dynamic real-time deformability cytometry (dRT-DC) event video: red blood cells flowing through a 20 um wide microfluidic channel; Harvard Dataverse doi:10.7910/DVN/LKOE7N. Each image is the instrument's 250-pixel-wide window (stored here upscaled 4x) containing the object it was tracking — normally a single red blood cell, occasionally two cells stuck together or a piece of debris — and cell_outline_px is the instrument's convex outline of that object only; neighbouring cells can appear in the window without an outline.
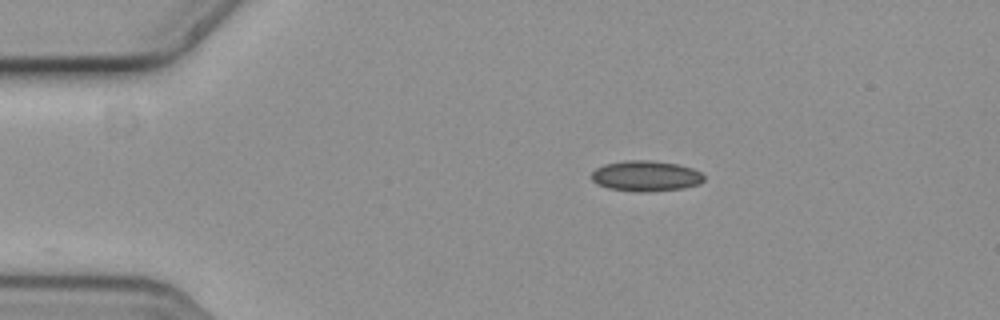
{"species": "common noctule bat (a hibernating species)", "species_latin": "Nyctalus noctula", "temperature_condition": "cold", "stored_images_in_passage": 48, "camera_frame_rate_fps": 3000, "um_per_image_px": 0.085, "animal": {"sex": "female", "body_mass_g": 19.3, "forearm_length_mm": 54.1}, "frame": {"image": 1, "passage_image": 1, "time_ms": 0.0, "image_size_px": [1000, 320], "cell_outline_px": [[704, 180], [700, 184], [684, 188], [608, 188], [592, 180], [592, 172], [596, 168], [604, 164], [624, 160], [652, 160], [680, 164], [692, 168], [700, 172], [704, 176]], "centroid_in_image_um": [54.93, 14.87], "position_along_channel_um": 30.1, "area_um2": 18.96}}
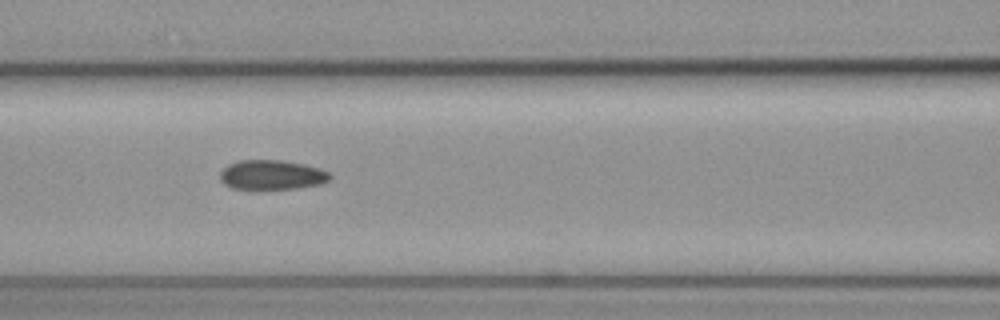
{"frame": {"image": 2, "passage_image": 15, "time_ms": 4.667, "image_size_px": [1000, 320], "cell_outline_px": [[332, 176], [328, 180], [320, 184], [296, 188], [264, 192], [252, 192], [232, 188], [224, 184], [220, 180], [220, 172], [228, 164], [240, 160], [280, 160], [304, 164], [320, 168], [328, 172]], "centroid_in_image_um": [23.05, 14.92], "position_along_channel_um": 143.6, "area_um2": 19.83}}
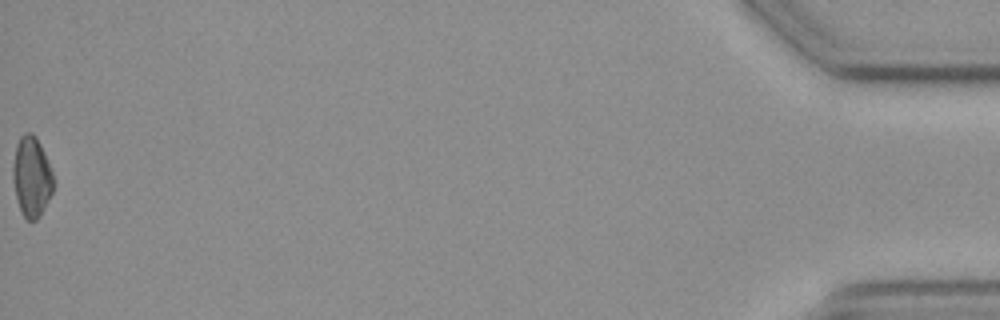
{"frame": {"image": 3, "passage_image": 48, "time_ms": 15.667, "image_size_px": [1000, 320], "cell_outline_px": [[52, 192], [40, 216], [36, 220], [28, 220], [24, 216], [20, 208], [16, 196], [12, 180], [12, 168], [16, 144], [20, 136], [24, 132], [32, 132], [36, 136], [44, 152], [52, 172]], "centroid_in_image_um": [2.66, 14.98], "position_along_channel_um": 432.5, "area_um2": 18.79}, "authors_computed_cell_mechanics": {"area_um2": 19.1029, "velocity_mm_per_s": 3.6138, "shape_relaxation_time_tau1_ms": null, "shape_relaxation_time_tau2_ms": 4.0092, "deformation_change_tau1": null, "deformation_change_tau2": 0.0824}}